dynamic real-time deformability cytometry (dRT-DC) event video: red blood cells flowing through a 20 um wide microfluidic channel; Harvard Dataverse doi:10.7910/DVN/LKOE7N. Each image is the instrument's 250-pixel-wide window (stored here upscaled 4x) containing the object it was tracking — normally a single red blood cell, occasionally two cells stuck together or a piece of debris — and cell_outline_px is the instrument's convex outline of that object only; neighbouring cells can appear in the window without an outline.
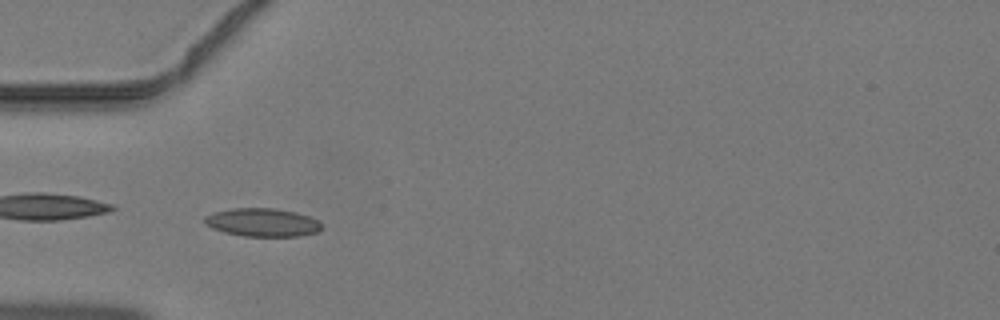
{"species": "common noctule bat (a hibernating species)", "species_latin": "Nyctalus noctula", "temperature_condition": "warm", "stored_images_in_passage": 46, "camera_frame_rate_fps": 3000, "um_per_image_px": 0.085, "animal": {"sex": "male", "body_mass_g": 19.2, "forearm_length_mm": 51.8}, "frame": {"image": 1, "passage_image": 15, "time_ms": 4.667, "image_size_px": [1000, 320], "cell_outline_px": [[320, 228], [316, 232], [300, 236], [244, 236], [224, 232], [212, 228], [204, 224], [204, 216], [212, 212], [232, 208], [276, 208], [296, 212], [320, 220]], "centroid_in_image_um": [22.27, 18.89], "position_along_channel_um": 62.7, "area_um2": 19.36}}
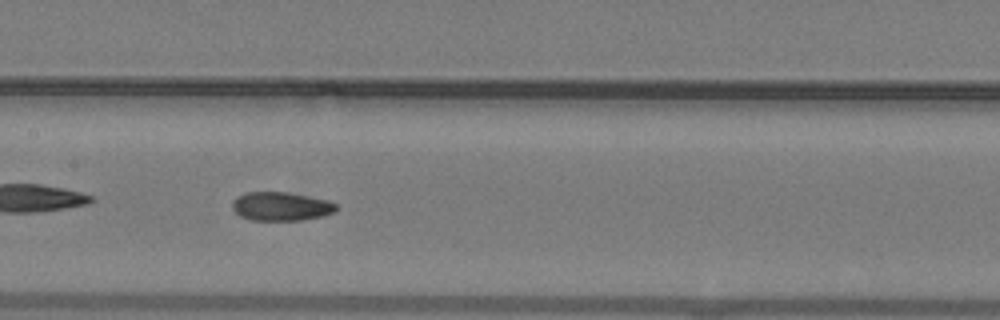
{"frame": {"image": 2, "passage_image": 23, "time_ms": 7.333, "image_size_px": [1000, 320], "cell_outline_px": [[340, 208], [336, 212], [324, 216], [300, 220], [252, 220], [240, 216], [232, 208], [232, 200], [236, 196], [244, 192], [284, 192], [324, 200], [336, 204]], "centroid_in_image_um": [23.86, 17.55], "position_along_channel_um": 183.5, "area_um2": 17.34}}
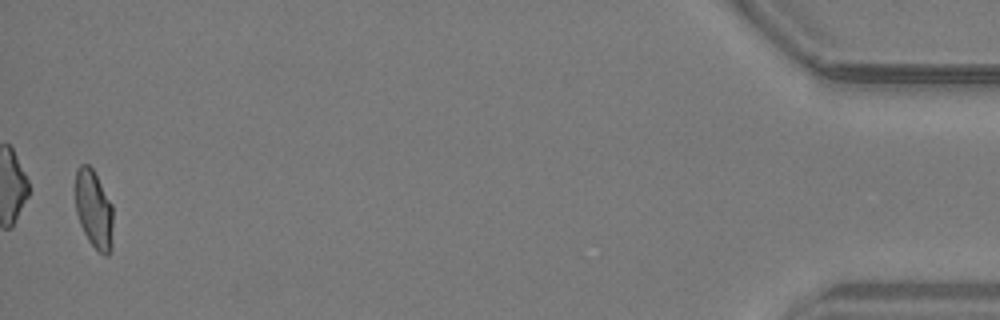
{"frame": {"image": 3, "passage_image": 45, "time_ms": 14.667, "image_size_px": [1000, 320], "cell_outline_px": [[112, 248], [108, 256], [104, 256], [88, 240], [80, 224], [76, 212], [76, 168], [80, 164], [88, 164], [92, 168], [112, 204]], "centroid_in_image_um": [7.98, 17.8], "position_along_channel_um": 427.2, "area_um2": 17.11}}